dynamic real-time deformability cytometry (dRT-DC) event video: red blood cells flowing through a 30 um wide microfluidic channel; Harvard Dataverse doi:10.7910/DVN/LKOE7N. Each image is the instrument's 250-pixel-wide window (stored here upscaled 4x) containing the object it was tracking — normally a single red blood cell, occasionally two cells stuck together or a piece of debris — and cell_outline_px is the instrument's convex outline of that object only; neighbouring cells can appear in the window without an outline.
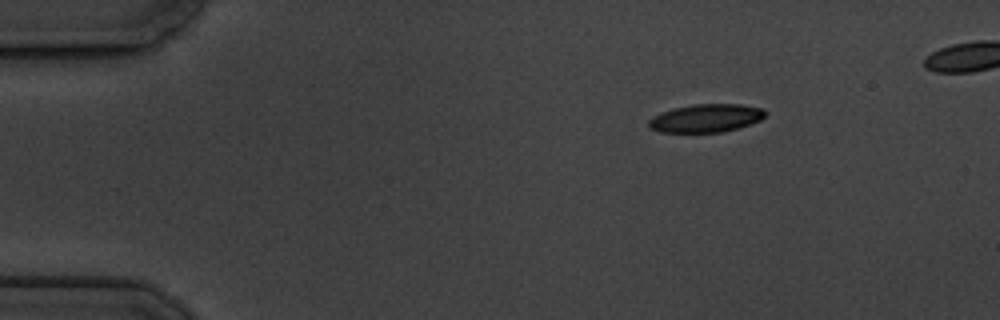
{"species": "common noctule bat (a hibernating species)", "species_latin": "Nyctalus noctula", "temperature_condition": "cold", "stored_images_in_passage": 7, "segment_of_instrument_passage": [2, 2], "camera_frame_rate_fps": 3000, "um_per_image_px": 0.085, "animal": {"sex": "male", "body_mass_g": 19.5, "forearm_length_mm": 54.6}, "frame": {"image": 1, "passage_image": 7, "time_ms": 7.667, "image_size_px": [1000, 320], "cell_outline_px": [[768, 112], [760, 120], [724, 132], [660, 132], [652, 128], [648, 124], [648, 120], [652, 116], [676, 108], [692, 104], [740, 104], [764, 108]], "centroid_in_image_um": [60.04, 10.03], "position_along_channel_um": 25.0, "area_um2": 18.96}}